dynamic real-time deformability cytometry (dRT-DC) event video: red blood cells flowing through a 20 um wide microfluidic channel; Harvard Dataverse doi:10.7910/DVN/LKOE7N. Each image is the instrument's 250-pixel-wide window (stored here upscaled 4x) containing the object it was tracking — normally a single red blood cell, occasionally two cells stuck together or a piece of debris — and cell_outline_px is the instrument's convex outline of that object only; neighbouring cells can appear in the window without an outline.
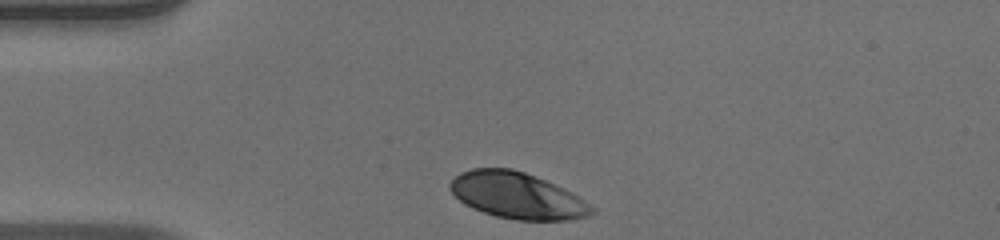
{"species": "human", "species_latin": "Homo sapiens", "temperature_condition": "warm", "stored_images_in_passage": 31, "camera_frame_rate_fps": 3000, "um_per_image_px": 0.085, "donor": {"sex": "male"}, "frame": {"image": 1, "passage_image": 1, "time_ms": 0.0, "image_size_px": [1000, 240], "cell_outline_px": [[596, 212], [588, 216], [568, 220], [516, 220], [496, 216], [472, 208], [464, 204], [448, 188], [448, 184], [460, 172], [472, 168], [512, 168], [524, 172], [544, 180], [576, 196], [596, 208]], "centroid_in_image_um": [43.92, 16.63], "position_along_channel_um": 41.1, "area_um2": 37.8}}
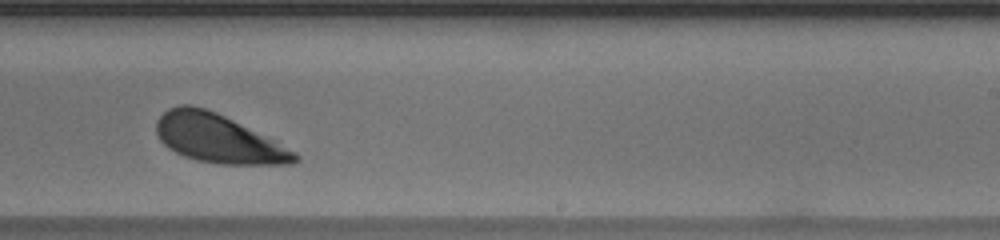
{"frame": {"image": 2, "passage_image": 21, "time_ms": 6.667, "image_size_px": [1000, 240], "cell_outline_px": [[300, 160], [292, 164], [220, 164], [196, 160], [184, 156], [168, 148], [160, 140], [156, 132], [156, 120], [168, 108], [180, 104], [192, 104], [216, 112], [272, 140], [300, 156]], "centroid_in_image_um": [18.47, 11.77], "position_along_channel_um": 270.5, "area_um2": 38.55}}
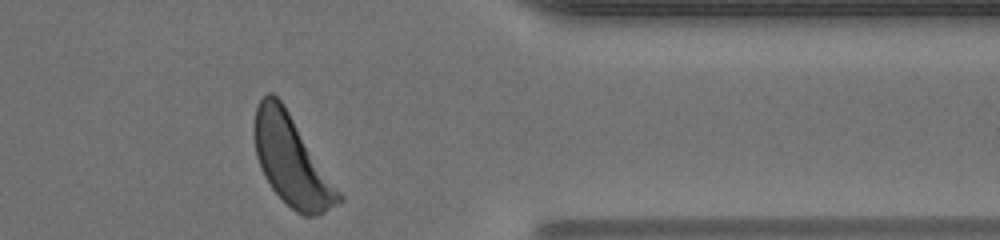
{"frame": {"image": 3, "passage_image": 31, "time_ms": 10.0, "image_size_px": [1000, 240], "cell_outline_px": [[344, 200], [324, 212], [316, 216], [304, 216], [296, 212], [272, 188], [264, 176], [260, 168], [256, 156], [252, 132], [256, 108], [260, 100], [268, 92], [272, 92], [284, 104], [344, 196]], "centroid_in_image_um": [24.78, 13.65], "position_along_channel_um": 386.6, "area_um2": 44.04}, "authors_computed_cell_mechanics": {"area_um2": 39.015, "velocity_mm_per_s": 3.9015, "shape_relaxation_time_tau1_ms": null, "shape_relaxation_time_tau2_ms": 4.1017, "deformation_change_tau1": null, "deformation_change_tau2": 0.1142}}